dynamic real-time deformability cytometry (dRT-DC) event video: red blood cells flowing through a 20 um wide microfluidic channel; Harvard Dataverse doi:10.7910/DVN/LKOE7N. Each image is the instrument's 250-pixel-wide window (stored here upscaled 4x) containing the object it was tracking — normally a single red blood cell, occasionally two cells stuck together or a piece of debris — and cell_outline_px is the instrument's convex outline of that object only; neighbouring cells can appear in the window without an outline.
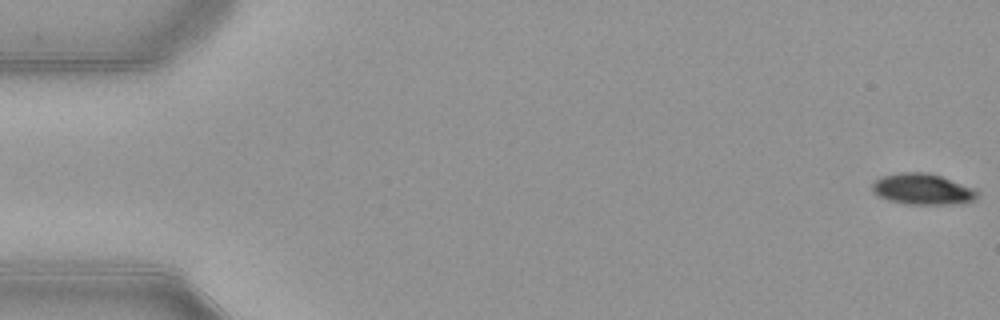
{"species": "common noctule bat (a hibernating species)", "species_latin": "Nyctalus noctula", "temperature_condition": "warm", "stored_images_in_passage": 53, "camera_frame_rate_fps": 3000, "um_per_image_px": 0.085, "animal": {"sex": "female", "body_mass_g": 21.9}, "frame": {"image": 1, "passage_image": 1, "time_ms": 0.0, "image_size_px": [1000, 320], "cell_outline_px": [[980, 192], [976, 200], [964, 204], [908, 204], [888, 200], [876, 196], [872, 192], [872, 184], [880, 176], [900, 172], [924, 172], [940, 176], [972, 188]], "centroid_in_image_um": [78.4, 16.09], "position_along_channel_um": 6.6, "area_um2": 19.13}}
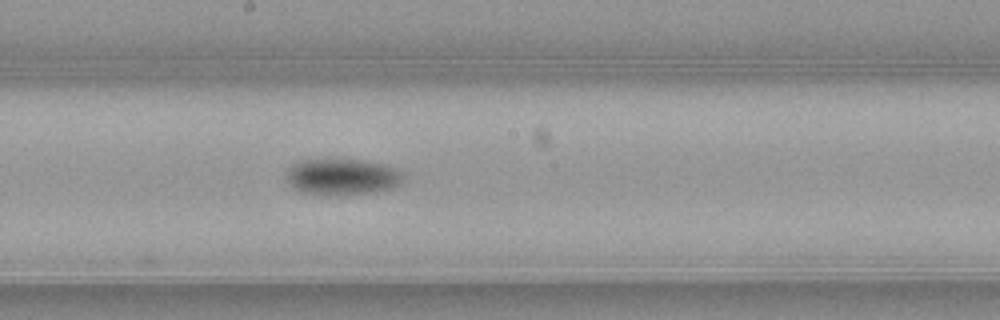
{"frame": {"image": 2, "passage_image": 29, "time_ms": 9.333, "image_size_px": [1000, 320], "cell_outline_px": [[404, 180], [400, 184], [392, 188], [372, 192], [336, 196], [324, 196], [300, 192], [292, 188], [284, 180], [284, 176], [288, 168], [292, 164], [300, 160], [360, 160], [388, 164], [396, 168], [404, 176]], "centroid_in_image_um": [29.03, 15.05], "position_along_channel_um": 219.2, "area_um2": 25.37}}
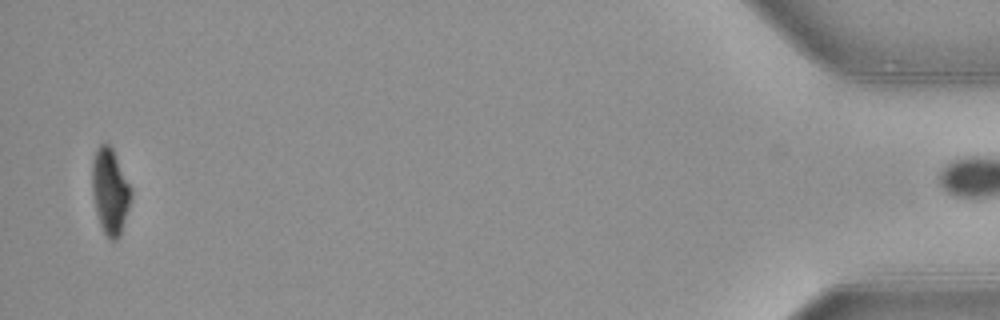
{"frame": {"image": 3, "passage_image": 52, "time_ms": 17.0, "image_size_px": [1000, 320], "cell_outline_px": [[132, 196], [120, 236], [116, 240], [112, 240], [104, 232], [100, 224], [96, 212], [92, 192], [92, 160], [96, 148], [100, 144], [108, 144], [112, 148], [132, 188]], "centroid_in_image_um": [9.36, 16.24], "position_along_channel_um": 425.8, "area_um2": 19.42}, "authors_computed_cell_mechanics": {"area_um2": 22.1374, "velocity_mm_per_s": 3.918, "shape_relaxation_time_tau1_ms": 1.8304, "shape_relaxation_time_tau2_ms": null, "deformation_change_tau1": 0.1308, "deformation_change_tau2": null}}